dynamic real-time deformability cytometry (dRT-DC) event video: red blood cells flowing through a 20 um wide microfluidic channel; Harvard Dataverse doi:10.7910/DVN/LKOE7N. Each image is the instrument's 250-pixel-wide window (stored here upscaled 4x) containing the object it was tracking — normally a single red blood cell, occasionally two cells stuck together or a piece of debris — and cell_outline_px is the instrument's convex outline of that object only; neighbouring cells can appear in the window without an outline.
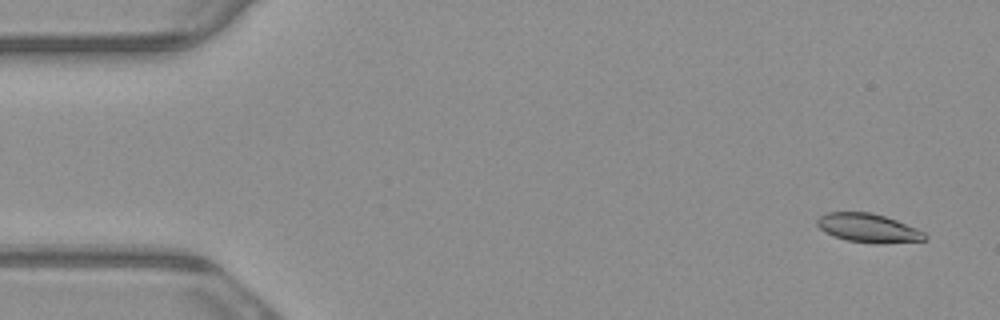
{"species": "common noctule bat (a hibernating species)", "species_latin": "Nyctalus noctula", "temperature_condition": "warm", "stored_images_in_passage": 4, "camera_frame_rate_fps": 3000, "um_per_image_px": 0.085, "animal": {"sex": "male", "body_mass_g": 23.1, "forearm_length_mm": 52.7}, "frame": {"image": 1, "passage_image": 1, "time_ms": 0.0, "image_size_px": [1000, 320], "cell_outline_px": [[928, 240], [876, 244], [848, 240], [832, 236], [824, 232], [816, 224], [816, 220], [820, 216], [828, 212], [872, 212], [896, 220], [916, 228], [924, 232], [928, 236]], "centroid_in_image_um": [73.8, 19.39], "position_along_channel_um": 11.2, "area_um2": 18.15}}
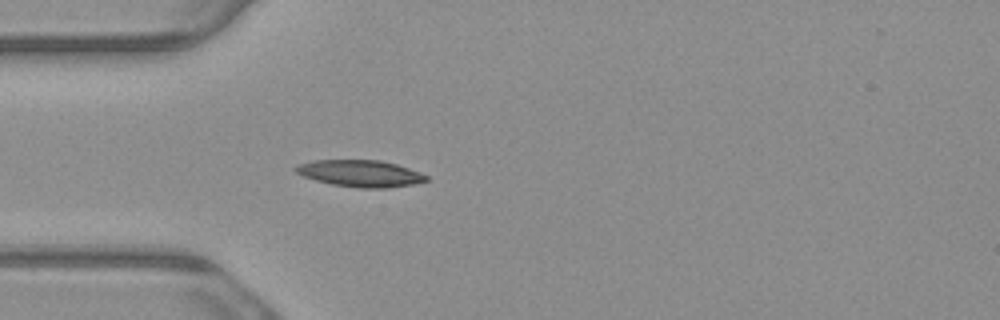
{"frame": {"image": 2, "passage_image": 4, "time_ms": 1.0, "image_size_px": [1000, 320], "cell_outline_px": [[428, 180], [412, 184], [388, 188], [360, 188], [332, 184], [316, 180], [304, 176], [296, 172], [292, 168], [300, 164], [312, 160], [380, 160], [396, 164], [420, 172], [428, 176]], "centroid_in_image_um": [30.63, 14.74], "position_along_channel_um": 54.4, "area_um2": 20.23}}